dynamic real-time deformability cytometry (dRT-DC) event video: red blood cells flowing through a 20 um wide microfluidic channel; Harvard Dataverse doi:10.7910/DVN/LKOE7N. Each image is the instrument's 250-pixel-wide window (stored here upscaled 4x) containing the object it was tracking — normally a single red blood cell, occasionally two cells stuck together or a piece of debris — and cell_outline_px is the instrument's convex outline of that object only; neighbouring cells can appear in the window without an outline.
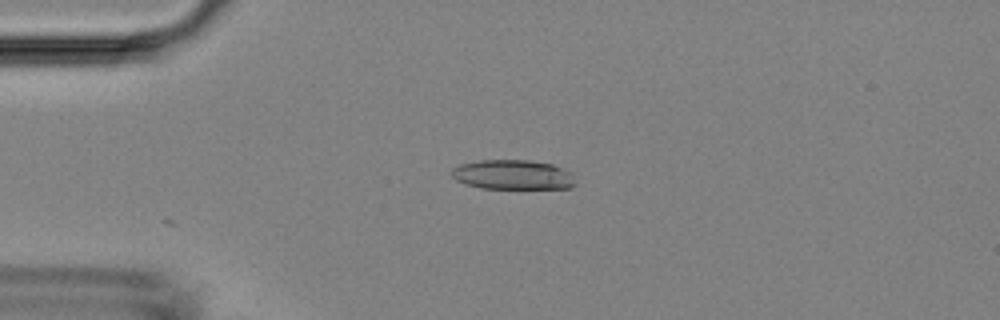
{"species": "Egyptian fruit bat (a non-hibernating species)", "species_latin": "Rousettus aegyptiacus", "temperature_condition": "room temperature", "stored_images_in_passage": 2, "camera_frame_rate_fps": 3000, "um_per_image_px": 0.085, "animal": {"sex": "female"}, "frame": {"image": 1, "passage_image": 1, "time_ms": 0.0, "image_size_px": [1000, 320], "cell_outline_px": [[576, 184], [572, 188], [480, 188], [464, 184], [456, 180], [448, 172], [452, 168], [460, 164], [480, 160], [528, 160], [552, 164], [564, 168], [572, 172]], "centroid_in_image_um": [43.59, 14.85], "position_along_channel_um": 41.4, "area_um2": 21.68}}